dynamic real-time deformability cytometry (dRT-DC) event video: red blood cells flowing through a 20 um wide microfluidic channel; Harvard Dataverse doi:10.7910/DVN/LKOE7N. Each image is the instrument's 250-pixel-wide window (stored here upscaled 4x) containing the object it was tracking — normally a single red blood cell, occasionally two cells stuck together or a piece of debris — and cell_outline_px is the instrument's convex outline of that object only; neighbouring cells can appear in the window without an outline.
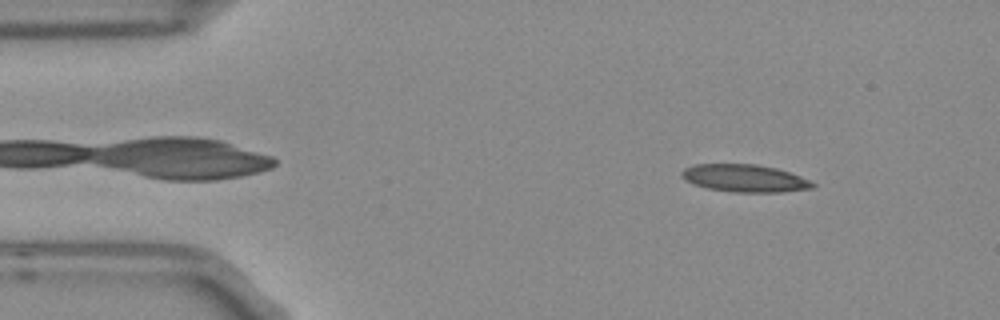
{"species": "Egyptian fruit bat (a non-hibernating species)", "species_latin": "Rousettus aegyptiacus", "temperature_condition": "room temperature", "stored_images_in_passage": 3, "camera_frame_rate_fps": 3000, "um_per_image_px": 0.085, "frame": {"image": 1, "passage_image": 1, "time_ms": 0.0, "image_size_px": [1000, 320], "cell_outline_px": [[816, 184], [812, 188], [784, 192], [732, 192], [708, 188], [692, 184], [680, 176], [680, 172], [684, 168], [696, 164], [756, 164], [776, 168], [800, 176]], "centroid_in_image_um": [63.26, 15.15], "position_along_channel_um": 21.7, "area_um2": 20.98}}